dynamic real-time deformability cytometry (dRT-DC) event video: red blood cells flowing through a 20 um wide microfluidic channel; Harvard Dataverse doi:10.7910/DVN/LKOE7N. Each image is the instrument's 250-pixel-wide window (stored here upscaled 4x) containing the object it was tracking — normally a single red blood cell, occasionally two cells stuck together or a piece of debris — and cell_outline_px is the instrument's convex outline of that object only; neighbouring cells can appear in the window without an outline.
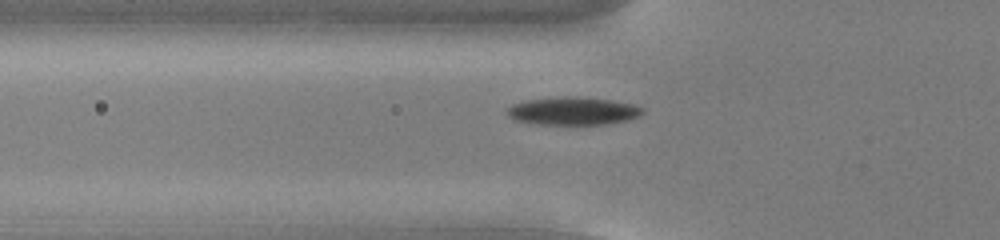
{"species": "common noctule bat (a hibernating species)", "species_latin": "Nyctalus noctula", "temperature_condition": "cold", "stored_images_in_passage": 48, "camera_frame_rate_fps": 3000, "um_per_image_px": 0.085, "animal": {"sex": "male", "body_mass_g": 13.0, "forearm_length_mm": 53.1}, "frame": {"image": 1, "passage_image": 14, "time_ms": 4.333, "image_size_px": [1000, 240], "cell_outline_px": [[644, 112], [640, 116], [628, 120], [604, 124], [536, 124], [516, 120], [508, 116], [508, 108], [512, 104], [528, 100], [568, 96], [608, 100], [632, 104], [644, 108]], "centroid_in_image_um": [48.72, 9.44], "position_along_channel_um": 77.1, "area_um2": 21.68}}
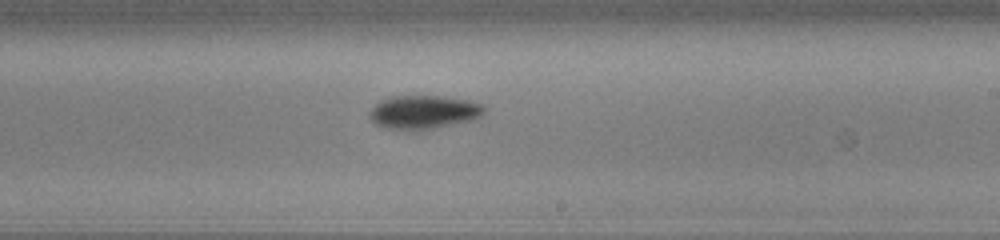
{"frame": {"image": 2, "passage_image": 28, "time_ms": 9.0, "image_size_px": [1000, 240], "cell_outline_px": [[484, 112], [480, 116], [472, 120], [416, 132], [384, 128], [376, 124], [368, 116], [368, 112], [380, 100], [392, 96], [440, 96], [468, 100], [484, 104]], "centroid_in_image_um": [35.98, 9.55], "position_along_channel_um": 253.0, "area_um2": 22.77}}
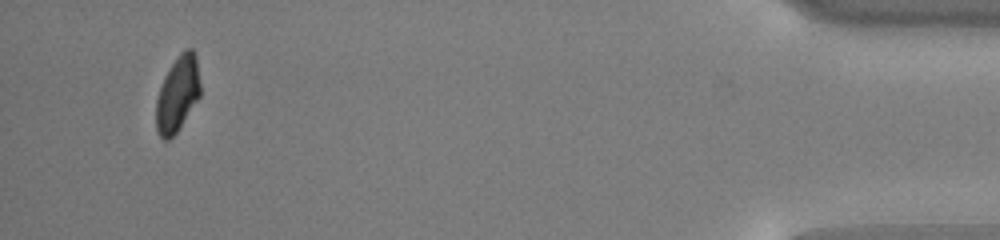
{"frame": {"image": 3, "passage_image": 47, "time_ms": 15.333, "image_size_px": [1000, 240], "cell_outline_px": [[200, 96], [176, 132], [168, 140], [164, 140], [160, 136], [156, 128], [156, 100], [164, 76], [180, 52], [184, 48], [192, 48], [196, 56], [200, 84]], "centroid_in_image_um": [15.09, 7.96], "position_along_channel_um": 420.1, "area_um2": 19.25}}